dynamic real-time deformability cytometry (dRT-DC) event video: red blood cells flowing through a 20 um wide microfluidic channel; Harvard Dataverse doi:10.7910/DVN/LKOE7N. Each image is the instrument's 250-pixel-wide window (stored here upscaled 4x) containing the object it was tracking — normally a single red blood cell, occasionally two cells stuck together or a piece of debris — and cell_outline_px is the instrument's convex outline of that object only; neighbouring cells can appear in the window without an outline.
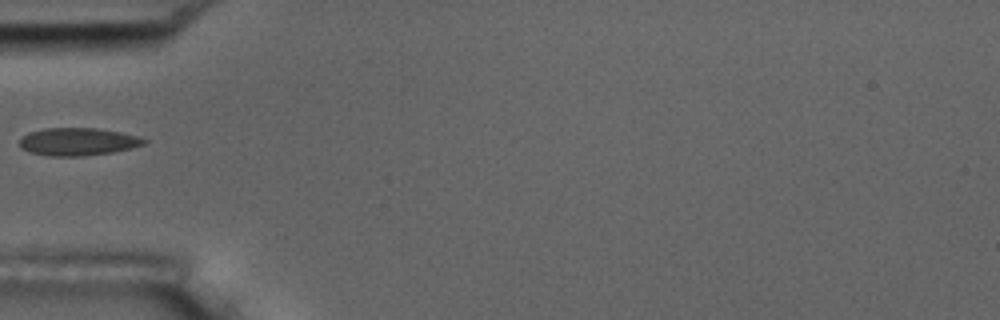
{"species": "common noctule bat (a hibernating species)", "species_latin": "Nyctalus noctula", "temperature_condition": "room temperature", "stored_images_in_passage": 1, "camera_frame_rate_fps": 3000, "um_per_image_px": 0.085, "animal": {"sex": "male", "body_mass_g": 17.5, "forearm_length_mm": 52.3}, "frame": {"image": 1, "passage_image": 1, "time_ms": 0.0, "image_size_px": [1000, 320], "cell_outline_px": [[148, 140], [144, 144], [112, 152], [80, 156], [48, 156], [28, 152], [20, 148], [20, 136], [28, 132], [44, 128], [96, 128], [120, 132], [136, 136]], "centroid_in_image_um": [6.53, 12.04], "position_along_channel_um": 78.5, "area_um2": 20.06}}